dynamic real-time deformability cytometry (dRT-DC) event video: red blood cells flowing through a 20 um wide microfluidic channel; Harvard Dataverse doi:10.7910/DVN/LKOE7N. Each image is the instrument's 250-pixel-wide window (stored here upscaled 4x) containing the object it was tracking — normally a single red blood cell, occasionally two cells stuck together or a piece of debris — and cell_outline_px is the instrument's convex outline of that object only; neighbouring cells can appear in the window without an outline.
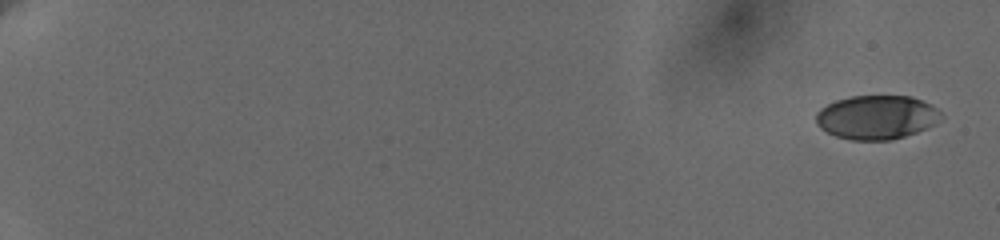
{"species": "human", "species_latin": "Homo sapiens", "temperature_condition": "cold", "stored_images_in_passage": 21, "camera_frame_rate_fps": 3000, "um_per_image_px": 0.085, "donor": {"sex": "female"}, "frame": {"image": 1, "passage_image": 1, "time_ms": 0.0, "image_size_px": [1000, 240], "cell_outline_px": [[944, 116], [936, 124], [916, 132], [904, 136], [888, 140], [852, 140], [836, 136], [820, 128], [816, 124], [816, 112], [820, 108], [836, 100], [852, 96], [912, 96], [936, 108]], "centroid_in_image_um": [74.51, 9.97], "position_along_channel_um": 10.5, "area_um2": 31.96}}
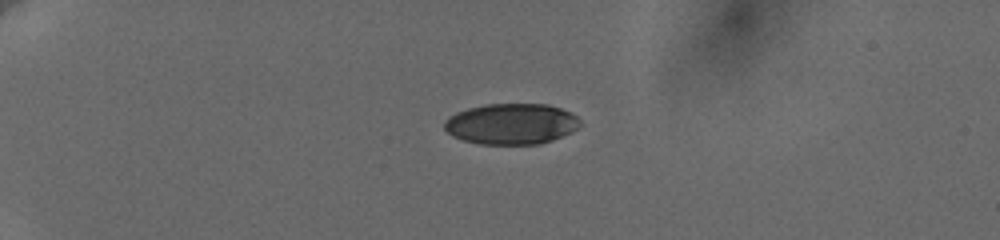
{"frame": {"image": 2, "passage_image": 15, "time_ms": 5.0, "image_size_px": [1000, 240], "cell_outline_px": [[580, 124], [576, 128], [552, 140], [540, 144], [480, 144], [464, 140], [452, 136], [444, 128], [444, 120], [448, 116], [456, 112], [468, 108], [488, 104], [548, 104], [560, 108], [576, 116], [580, 120]], "centroid_in_image_um": [43.41, 10.53], "position_along_channel_um": 41.6, "area_um2": 32.14}}
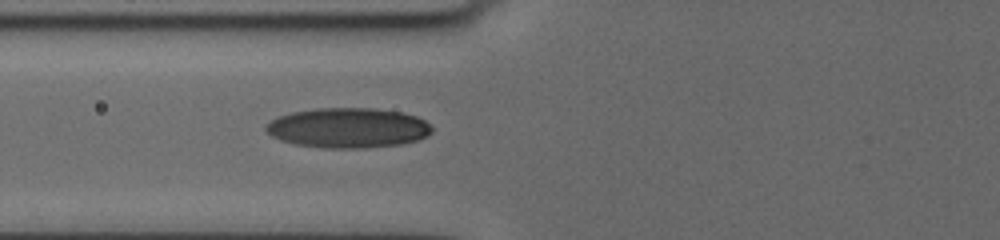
{"frame": {"image": 3, "passage_image": 20, "time_ms": 8.333, "image_size_px": [1000, 240], "cell_outline_px": [[432, 132], [428, 136], [416, 140], [400, 144], [364, 148], [328, 148], [296, 144], [280, 140], [272, 136], [264, 128], [272, 120], [280, 116], [292, 112], [316, 108], [372, 108], [400, 112], [416, 116], [424, 120], [432, 128]], "centroid_in_image_um": [29.59, 10.87], "position_along_channel_um": 96.2, "area_um2": 38.44}}